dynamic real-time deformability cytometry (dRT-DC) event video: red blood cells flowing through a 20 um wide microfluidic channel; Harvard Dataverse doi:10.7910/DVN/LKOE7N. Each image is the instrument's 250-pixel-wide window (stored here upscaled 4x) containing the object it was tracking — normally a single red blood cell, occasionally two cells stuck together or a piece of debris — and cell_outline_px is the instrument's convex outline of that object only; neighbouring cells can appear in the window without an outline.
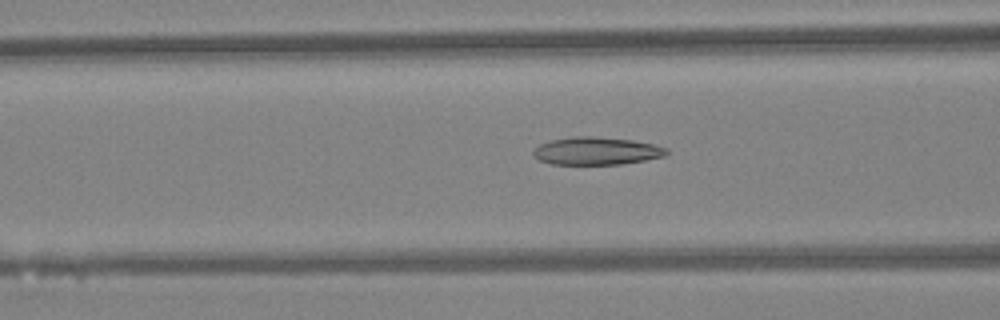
{"species": "Egyptian fruit bat (a non-hibernating species)", "species_latin": "Rousettus aegyptiacus", "temperature_condition": "warm", "stored_images_in_passage": 38, "camera_frame_rate_fps": 3000, "um_per_image_px": 0.085, "animal": {"sex": "female"}, "frame": {"image": 1, "passage_image": 10, "time_ms": 3.0, "image_size_px": [1000, 320], "cell_outline_px": [[668, 152], [664, 156], [644, 160], [620, 164], [552, 164], [540, 160], [532, 156], [532, 152], [540, 144], [548, 140], [572, 136], [592, 136], [632, 140], [652, 144], [668, 148]], "centroid_in_image_um": [50.66, 12.82], "position_along_channel_um": 115.9, "area_um2": 21.5}}
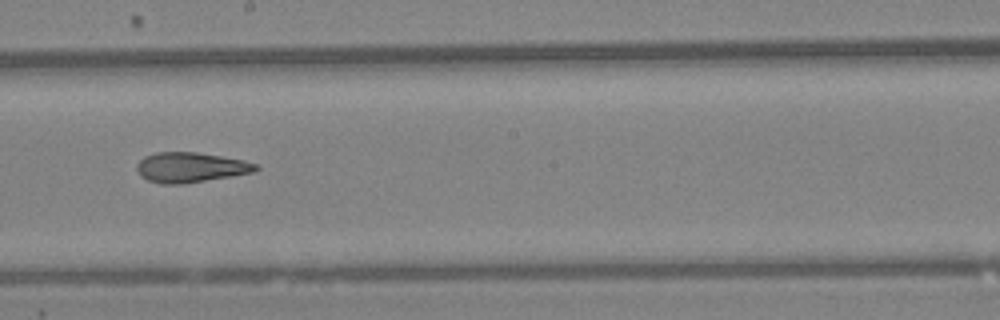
{"frame": {"image": 2, "passage_image": 18, "time_ms": 5.667, "image_size_px": [1000, 320], "cell_outline_px": [[260, 168], [256, 172], [184, 184], [160, 184], [148, 180], [140, 176], [136, 168], [136, 164], [144, 156], [156, 152], [196, 152], [244, 160], [256, 164]], "centroid_in_image_um": [16.19, 14.23], "position_along_channel_um": 232.0, "area_um2": 20.98}}
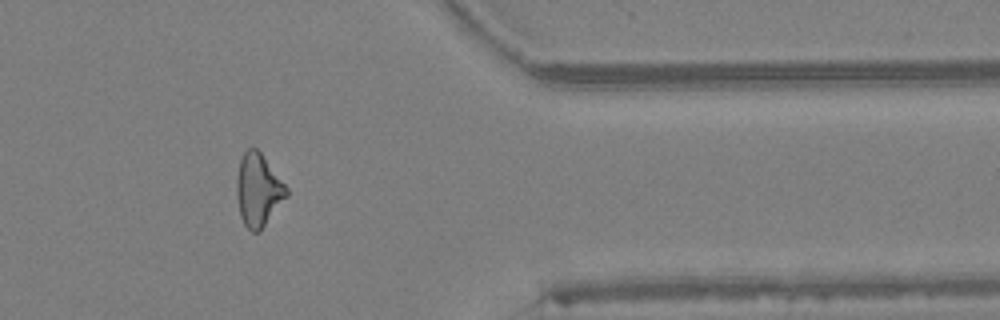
{"frame": {"image": 3, "passage_image": 30, "time_ms": 9.667, "image_size_px": [1000, 320], "cell_outline_px": [[288, 196], [260, 232], [252, 232], [244, 224], [240, 216], [236, 196], [236, 180], [240, 160], [244, 152], [248, 148], [256, 148], [260, 152], [288, 188]], "centroid_in_image_um": [21.94, 16.18], "position_along_channel_um": 389.5, "area_um2": 21.15}, "authors_computed_cell_mechanics": {"area_um2": 21.0103, "velocity_mm_per_s": 4.3627, "shape_relaxation_time_tau1_ms": null, "shape_relaxation_time_tau2_ms": 3.8006, "deformation_change_tau1": null, "deformation_change_tau2": 0.1446}}